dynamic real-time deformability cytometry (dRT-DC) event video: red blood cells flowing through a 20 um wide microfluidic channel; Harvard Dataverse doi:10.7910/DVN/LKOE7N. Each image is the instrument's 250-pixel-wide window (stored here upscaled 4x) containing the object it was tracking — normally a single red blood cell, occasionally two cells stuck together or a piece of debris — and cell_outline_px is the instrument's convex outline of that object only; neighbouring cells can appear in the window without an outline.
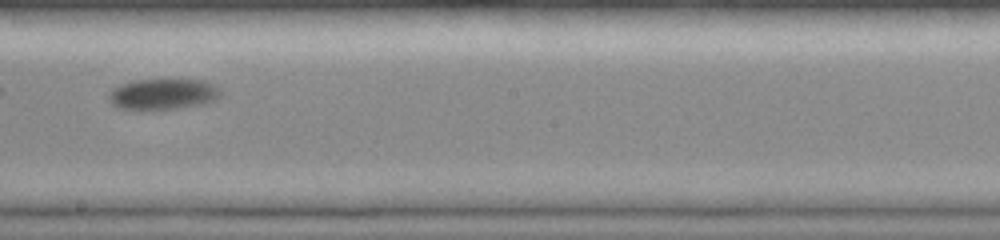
{"species": "common noctule bat (a hibernating species)", "species_latin": "Nyctalus noctula", "temperature_condition": "room temperature", "stored_images_in_passage": 27, "camera_frame_rate_fps": 3000, "um_per_image_px": 0.085, "animal": {"sex": "female", "body_mass_g": 19.0, "forearm_length_mm": 51.5}, "frame": {"image": 1, "passage_image": 16, "time_ms": 5.0, "image_size_px": [1000, 240], "cell_outline_px": [[220, 96], [216, 100], [208, 104], [176, 108], [120, 108], [112, 104], [108, 100], [108, 96], [112, 88], [120, 84], [136, 80], [204, 80], [220, 88]], "centroid_in_image_um": [13.89, 7.99], "position_along_channel_um": 234.3, "area_um2": 19.88}}